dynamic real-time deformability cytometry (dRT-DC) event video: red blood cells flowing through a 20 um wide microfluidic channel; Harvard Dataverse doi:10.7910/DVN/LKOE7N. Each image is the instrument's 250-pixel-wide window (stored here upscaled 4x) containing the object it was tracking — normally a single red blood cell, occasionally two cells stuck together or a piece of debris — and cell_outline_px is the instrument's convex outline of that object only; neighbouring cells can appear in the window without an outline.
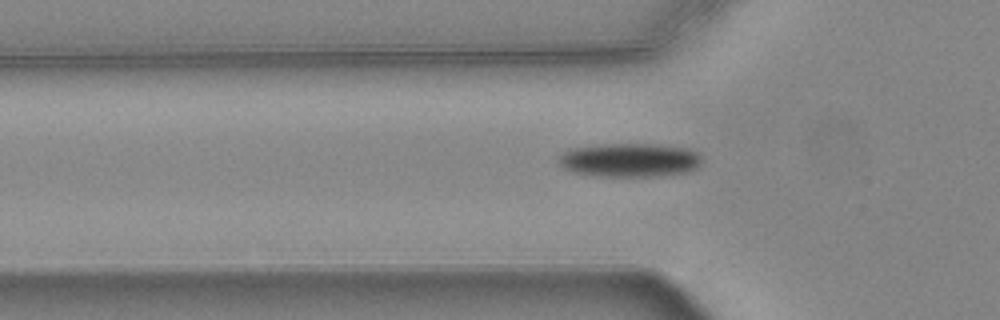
{"species": "common noctule bat (a hibernating species)", "species_latin": "Nyctalus noctula", "temperature_condition": "warm", "stored_images_in_passage": 39, "camera_frame_rate_fps": 3000, "um_per_image_px": 0.085, "animal": {"sex": "female", "body_mass_g": 24.6, "forearm_length_mm": 56.2}, "frame": {"image": 1, "passage_image": 2, "time_ms": 0.333, "image_size_px": [1000, 320], "cell_outline_px": [[700, 164], [696, 168], [688, 172], [660, 176], [600, 176], [576, 172], [564, 168], [556, 160], [568, 148], [592, 144], [656, 144], [688, 148], [696, 152], [700, 156]], "centroid_in_image_um": [53.5, 13.59], "position_along_channel_um": 72.3, "area_um2": 28.38}}
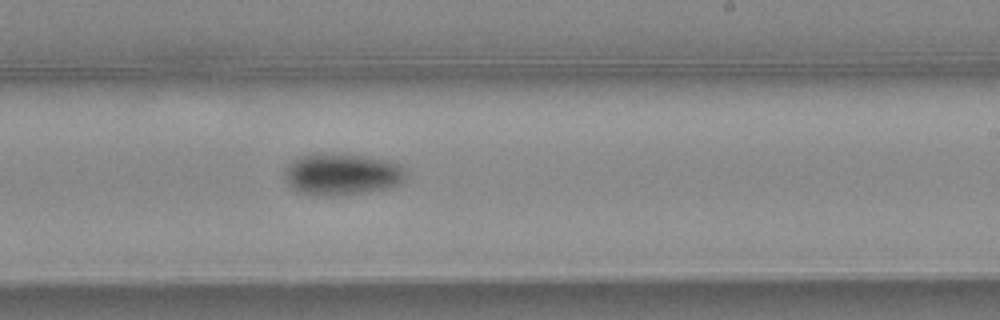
{"frame": {"image": 2, "passage_image": 17, "time_ms": 5.333, "image_size_px": [1000, 320], "cell_outline_px": [[408, 172], [404, 180], [396, 184], [384, 188], [336, 196], [328, 196], [296, 192], [284, 180], [284, 168], [296, 156], [312, 152], [340, 152], [368, 156], [392, 160], [400, 164]], "centroid_in_image_um": [29.01, 14.75], "position_along_channel_um": 260.0, "area_um2": 30.4}}
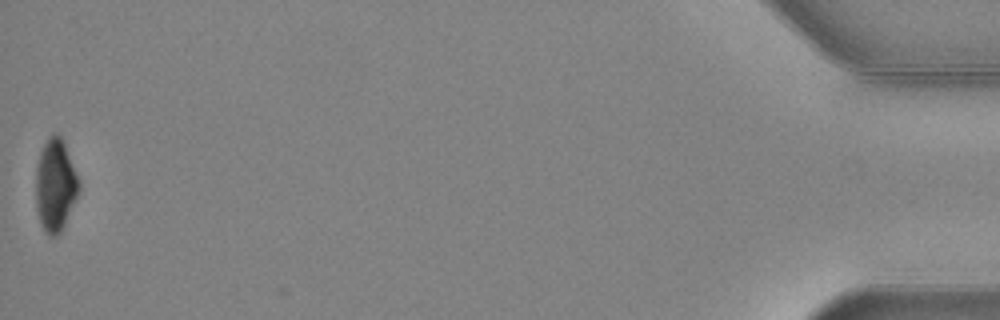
{"frame": {"image": 3, "passage_image": 39, "time_ms": 12.667, "image_size_px": [1000, 320], "cell_outline_px": [[80, 192], [60, 232], [56, 236], [48, 236], [44, 232], [40, 224], [36, 208], [36, 168], [40, 152], [48, 136], [52, 132], [56, 132], [64, 140], [80, 180]], "centroid_in_image_um": [4.71, 15.72], "position_along_channel_um": 430.5, "area_um2": 23.64}, "authors_computed_cell_mechanics": {"area_um2": 27.9752, "velocity_mm_per_s": 3.7353, "shape_relaxation_time_tau1_ms": 3.0333, "shape_relaxation_time_tau2_ms": null, "deformation_change_tau1": 0.119, "deformation_change_tau2": null}}